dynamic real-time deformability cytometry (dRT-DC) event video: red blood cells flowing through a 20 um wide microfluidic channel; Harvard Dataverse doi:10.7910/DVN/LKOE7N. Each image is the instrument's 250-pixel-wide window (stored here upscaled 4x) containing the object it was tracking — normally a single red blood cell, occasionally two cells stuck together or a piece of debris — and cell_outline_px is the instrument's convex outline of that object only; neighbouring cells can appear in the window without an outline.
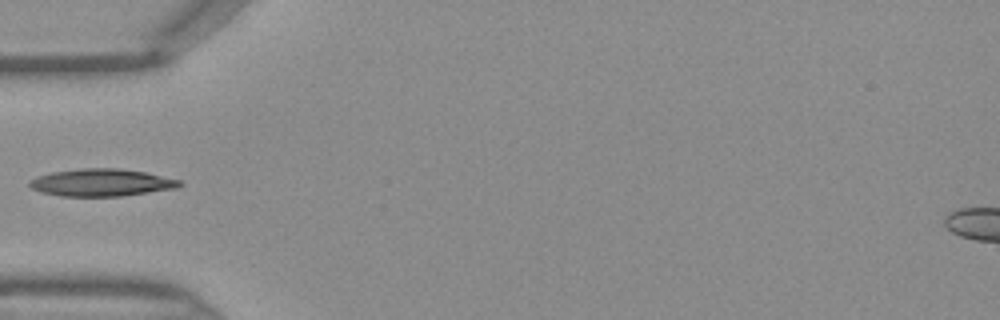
{"species": "Egyptian fruit bat (a non-hibernating species)", "species_latin": "Rousettus aegyptiacus", "temperature_condition": "warm", "stored_images_in_passage": 32, "camera_frame_rate_fps": 3000, "um_per_image_px": 0.085, "frame": {"image": 1, "passage_image": 1, "time_ms": 0.0, "image_size_px": [1000, 320], "cell_outline_px": [[184, 184], [176, 188], [120, 196], [60, 196], [40, 192], [32, 188], [28, 184], [28, 180], [36, 176], [52, 172], [80, 168], [116, 168], [144, 172], [180, 180]], "centroid_in_image_um": [8.57, 15.51], "position_along_channel_um": 76.4, "area_um2": 23.87}}
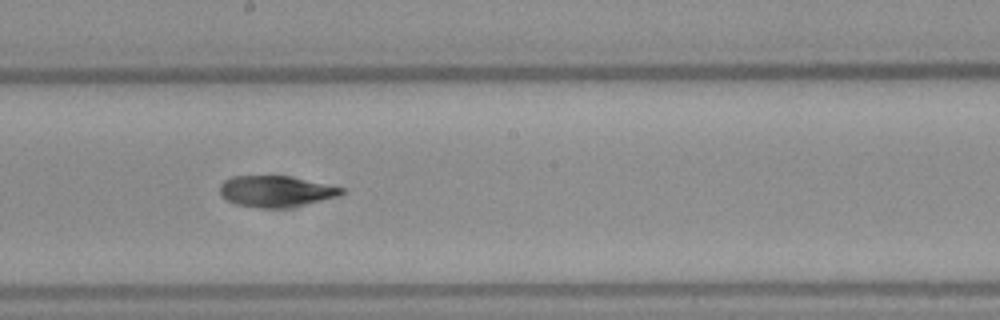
{"frame": {"image": 2, "passage_image": 11, "time_ms": 3.333, "image_size_px": [1000, 320], "cell_outline_px": [[348, 192], [340, 196], [284, 208], [260, 208], [236, 204], [228, 200], [220, 192], [220, 184], [224, 180], [232, 176], [288, 176], [344, 188]], "centroid_in_image_um": [23.47, 16.26], "position_along_channel_um": 224.7, "area_um2": 21.85}}
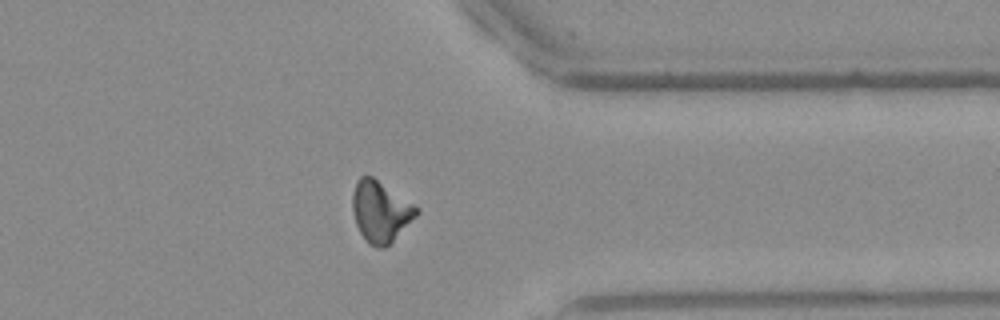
{"frame": {"image": 3, "passage_image": 22, "time_ms": 7.0, "image_size_px": [1000, 320], "cell_outline_px": [[420, 212], [384, 248], [376, 248], [368, 244], [364, 240], [356, 224], [352, 212], [352, 196], [356, 180], [360, 176], [372, 176], [420, 208]], "centroid_in_image_um": [32.31, 17.97], "position_along_channel_um": 379.1, "area_um2": 22.66}}